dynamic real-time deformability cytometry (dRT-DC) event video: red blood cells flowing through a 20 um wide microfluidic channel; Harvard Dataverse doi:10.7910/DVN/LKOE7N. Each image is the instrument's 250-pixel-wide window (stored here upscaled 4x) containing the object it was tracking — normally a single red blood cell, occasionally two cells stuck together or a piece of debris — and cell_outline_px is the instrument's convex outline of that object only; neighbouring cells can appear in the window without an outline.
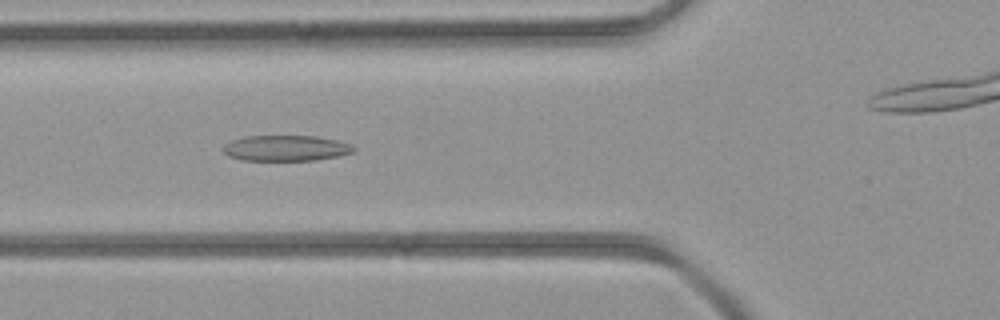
{"species": "common noctule bat (a hibernating species)", "species_latin": "Nyctalus noctula", "temperature_condition": "room temperature", "stored_images_in_passage": 43, "camera_frame_rate_fps": 3000, "um_per_image_px": 0.085, "animal": {"sex": "female", "body_mass_g": 21.9}, "frame": {"image": 1, "passage_image": 15, "time_ms": 4.667, "image_size_px": [1000, 320], "cell_outline_px": [[356, 148], [352, 152], [340, 156], [316, 160], [244, 160], [228, 156], [220, 148], [224, 144], [232, 140], [244, 136], [316, 136], [336, 140], [352, 144]], "centroid_in_image_um": [24.29, 12.59], "position_along_channel_um": 101.5, "area_um2": 19.65}}
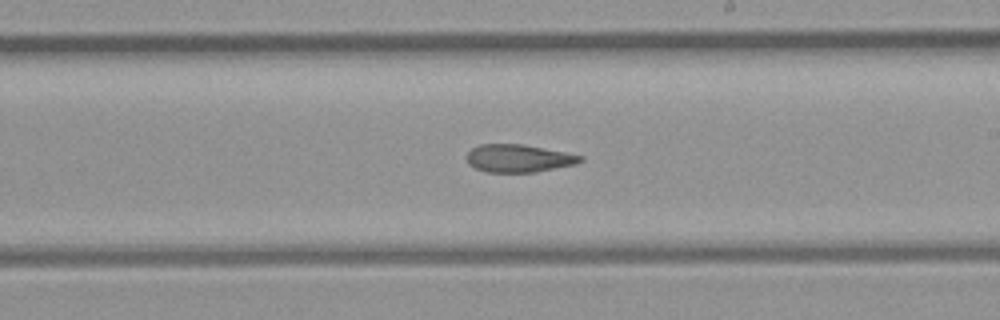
{"frame": {"image": 2, "passage_image": 24, "time_ms": 7.667, "image_size_px": [1000, 320], "cell_outline_px": [[584, 160], [576, 164], [536, 172], [484, 172], [468, 164], [464, 156], [472, 148], [480, 144], [524, 144], [584, 156]], "centroid_in_image_um": [44.06, 13.46], "position_along_channel_um": 244.9, "area_um2": 18.55}}
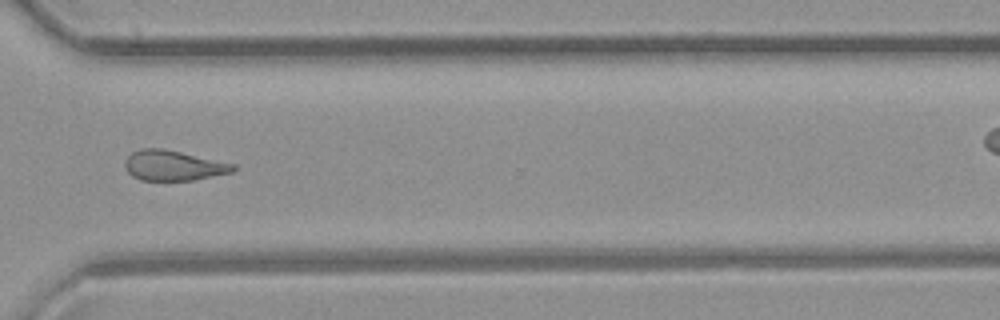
{"frame": {"image": 3, "passage_image": 31, "time_ms": 10.0, "image_size_px": [1000, 320], "cell_outline_px": [[236, 168], [232, 172], [192, 180], [140, 180], [132, 176], [124, 168], [124, 160], [132, 152], [140, 148], [164, 148], [236, 164]], "centroid_in_image_um": [14.7, 14.05], "position_along_channel_um": 355.9, "area_um2": 19.13}}